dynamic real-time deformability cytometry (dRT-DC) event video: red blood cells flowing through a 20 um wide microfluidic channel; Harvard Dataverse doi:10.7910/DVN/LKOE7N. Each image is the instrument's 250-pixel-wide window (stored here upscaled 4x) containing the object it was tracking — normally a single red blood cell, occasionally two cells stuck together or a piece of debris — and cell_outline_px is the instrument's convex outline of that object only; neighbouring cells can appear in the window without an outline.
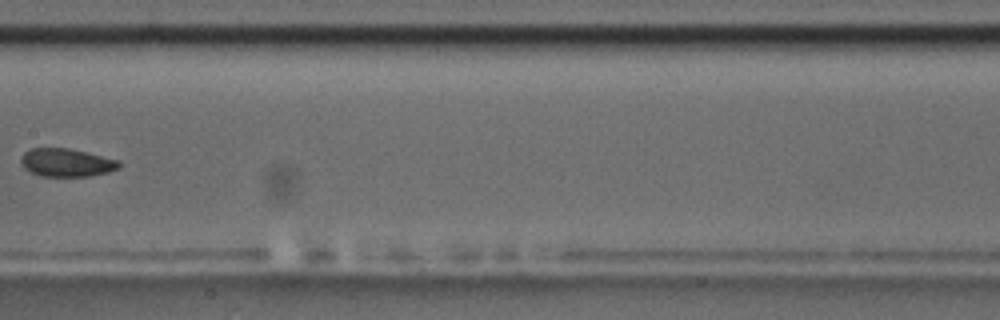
{"species": "common noctule bat (a hibernating species)", "species_latin": "Nyctalus noctula", "temperature_condition": "room temperature", "stored_images_in_passage": 7, "camera_frame_rate_fps": 3000, "um_per_image_px": 0.085, "animal": {"sex": "male", "body_mass_g": 17.5, "forearm_length_mm": 52.3}, "frame": {"image": 1, "passage_image": 7, "time_ms": 2.0, "image_size_px": [1000, 320], "cell_outline_px": [[120, 168], [108, 172], [88, 176], [40, 176], [24, 168], [20, 160], [24, 152], [32, 148], [68, 148], [88, 152], [120, 160]], "centroid_in_image_um": [5.68, 13.81], "position_along_channel_um": 201.7, "area_um2": 16.13}}